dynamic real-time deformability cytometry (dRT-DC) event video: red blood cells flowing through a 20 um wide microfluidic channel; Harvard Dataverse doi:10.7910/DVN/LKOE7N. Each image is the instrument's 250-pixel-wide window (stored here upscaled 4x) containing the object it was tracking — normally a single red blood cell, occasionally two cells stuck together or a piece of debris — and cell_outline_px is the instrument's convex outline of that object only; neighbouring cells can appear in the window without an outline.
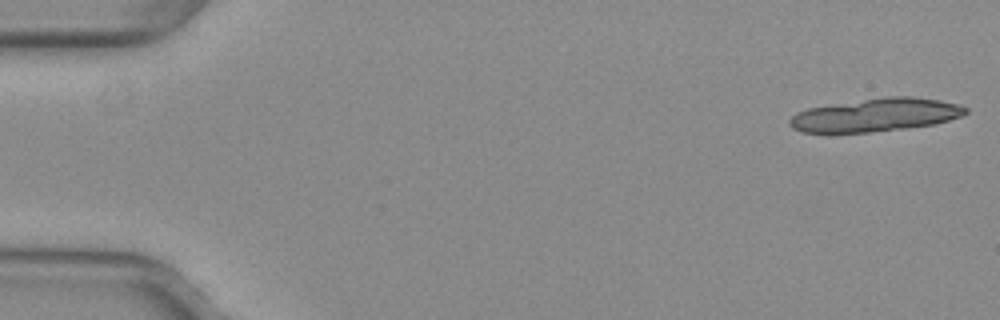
{"species": "common noctule bat (a hibernating species)", "species_latin": "Nyctalus noctula", "temperature_condition": "warm", "stored_images_in_passage": 17, "camera_frame_rate_fps": 3000, "um_per_image_px": 0.085, "animal": {"sex": "female", "body_mass_g": 29.2, "forearm_length_mm": 56.3}, "frame": {"image": 1, "passage_image": 1, "time_ms": 0.0, "image_size_px": [1000, 320], "cell_outline_px": [[968, 112], [960, 116], [936, 124], [908, 128], [868, 132], [804, 132], [792, 128], [788, 124], [788, 120], [796, 112], [808, 108], [884, 96], [912, 96], [940, 100], [960, 104], [968, 108]], "centroid_in_image_um": [74.46, 9.76], "position_along_channel_um": 10.5, "area_um2": 34.04}}